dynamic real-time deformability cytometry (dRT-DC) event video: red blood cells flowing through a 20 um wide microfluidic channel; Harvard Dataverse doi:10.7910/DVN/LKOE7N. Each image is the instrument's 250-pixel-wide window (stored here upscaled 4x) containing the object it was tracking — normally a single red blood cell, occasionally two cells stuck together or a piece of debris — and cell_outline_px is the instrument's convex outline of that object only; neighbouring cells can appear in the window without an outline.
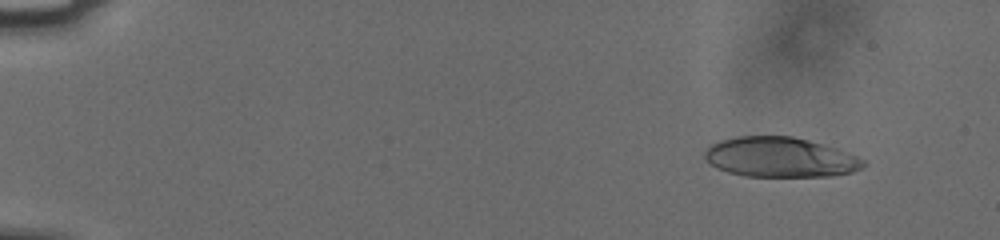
{"species": "human", "species_latin": "Homo sapiens", "temperature_condition": "cold", "stored_images_in_passage": 56, "camera_frame_rate_fps": 3000, "um_per_image_px": 0.085, "donor": {"sex": "male"}, "frame": {"image": 1, "passage_image": 6, "time_ms": 1.667, "image_size_px": [1000, 240], "cell_outline_px": [[864, 164], [860, 168], [852, 172], [832, 176], [744, 176], [728, 172], [716, 168], [704, 156], [704, 152], [712, 144], [720, 140], [736, 136], [792, 136], [808, 140], [836, 148], [856, 156], [864, 160]], "centroid_in_image_um": [66.29, 13.36], "position_along_channel_um": 18.7, "area_um2": 36.65}}
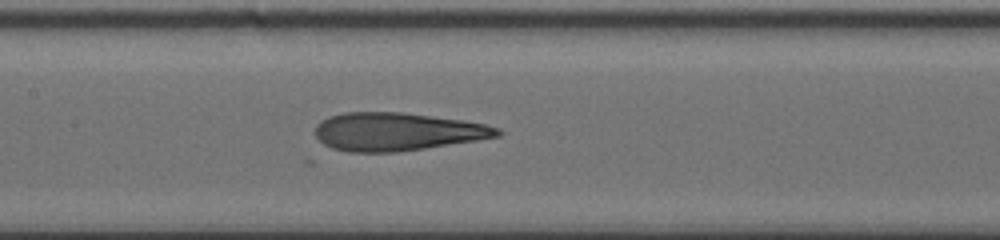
{"frame": {"image": 2, "passage_image": 29, "time_ms": 9.333, "image_size_px": [1000, 240], "cell_outline_px": [[504, 132], [500, 136], [476, 140], [424, 148], [396, 152], [348, 152], [332, 148], [324, 144], [316, 136], [316, 124], [320, 120], [328, 116], [344, 112], [404, 112], [460, 120], [484, 124], [500, 128]], "centroid_in_image_um": [33.73, 11.19], "position_along_channel_um": 173.7, "area_um2": 40.34}}
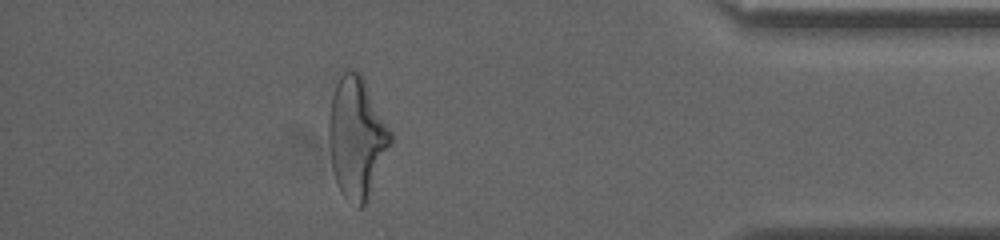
{"frame": {"image": 3, "passage_image": 50, "time_ms": 16.333, "image_size_px": [1000, 240], "cell_outline_px": [[392, 140], [364, 204], [360, 208], [356, 208], [340, 192], [336, 184], [332, 168], [328, 140], [328, 116], [332, 96], [336, 84], [340, 76], [348, 68], [352, 68], [360, 72], [392, 132]], "centroid_in_image_um": [30.28, 11.66], "position_along_channel_um": 404.9, "area_um2": 43.12}, "authors_computed_cell_mechanics": {"area_um2": 40.3155, "velocity_mm_per_s": 3.7831, "shape_relaxation_time_tau1_ms": 5.0777, "shape_relaxation_time_tau2_ms": 1.4172, "deformation_change_tau1": 0.2228, "deformation_change_tau2": 0.1267}}